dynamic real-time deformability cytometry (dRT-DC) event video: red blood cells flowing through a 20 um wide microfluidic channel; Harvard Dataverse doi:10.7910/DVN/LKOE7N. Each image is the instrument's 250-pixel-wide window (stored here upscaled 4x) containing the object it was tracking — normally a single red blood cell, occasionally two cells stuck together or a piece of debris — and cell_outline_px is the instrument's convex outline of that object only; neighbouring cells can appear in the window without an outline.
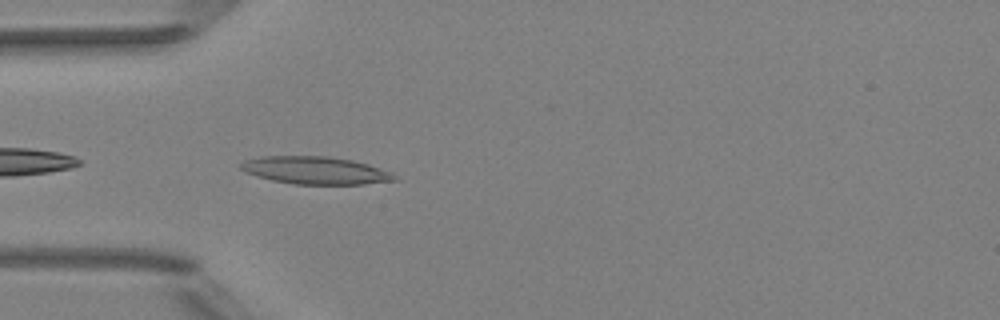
{"species": "Egyptian fruit bat (a non-hibernating species)", "species_latin": "Rousettus aegyptiacus", "temperature_condition": "room temperature", "stored_images_in_passage": 5, "camera_frame_rate_fps": 3000, "um_per_image_px": 0.085, "animal": {"sex": "female"}, "frame": {"image": 1, "passage_image": 5, "time_ms": 1.333, "image_size_px": [1000, 320], "cell_outline_px": [[400, 180], [364, 184], [292, 184], [272, 180], [256, 176], [244, 172], [240, 168], [240, 164], [244, 160], [260, 156], [328, 156], [352, 160], [368, 164], [392, 172]], "centroid_in_image_um": [26.81, 14.48], "position_along_channel_um": 58.2, "area_um2": 24.91}}